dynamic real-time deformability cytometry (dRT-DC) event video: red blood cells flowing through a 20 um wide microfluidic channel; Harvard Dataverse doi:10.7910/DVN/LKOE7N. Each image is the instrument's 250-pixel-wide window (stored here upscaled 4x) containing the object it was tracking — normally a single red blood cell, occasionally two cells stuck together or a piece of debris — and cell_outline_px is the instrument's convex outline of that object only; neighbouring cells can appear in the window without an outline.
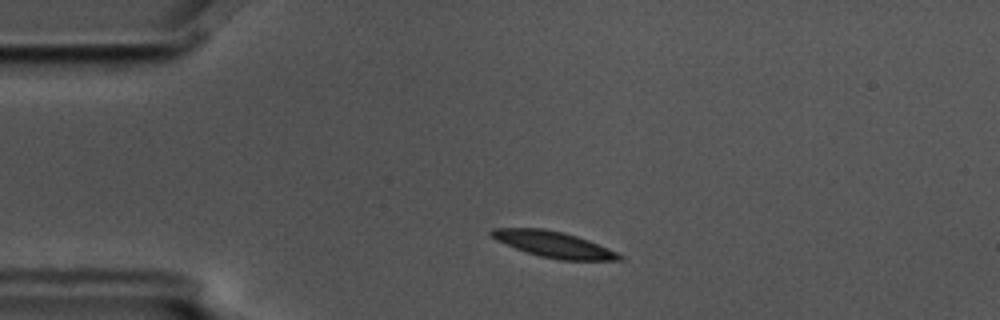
{"species": "common noctule bat (a hibernating species)", "species_latin": "Nyctalus noctula", "temperature_condition": "cold", "stored_images_in_passage": 2, "camera_frame_rate_fps": 3000, "um_per_image_px": 0.085, "animal": {"sex": "male", "body_mass_g": 17.5, "forearm_length_mm": 52.3}, "frame": {"image": 1, "passage_image": 1, "time_ms": 0.0, "image_size_px": [1000, 320], "cell_outline_px": [[624, 260], [560, 260], [540, 256], [516, 248], [496, 240], [488, 236], [488, 232], [492, 228], [540, 228], [560, 232], [576, 236], [588, 240], [616, 252], [624, 256]], "centroid_in_image_um": [47.02, 20.77], "position_along_channel_um": 38.0, "area_um2": 19.13}}